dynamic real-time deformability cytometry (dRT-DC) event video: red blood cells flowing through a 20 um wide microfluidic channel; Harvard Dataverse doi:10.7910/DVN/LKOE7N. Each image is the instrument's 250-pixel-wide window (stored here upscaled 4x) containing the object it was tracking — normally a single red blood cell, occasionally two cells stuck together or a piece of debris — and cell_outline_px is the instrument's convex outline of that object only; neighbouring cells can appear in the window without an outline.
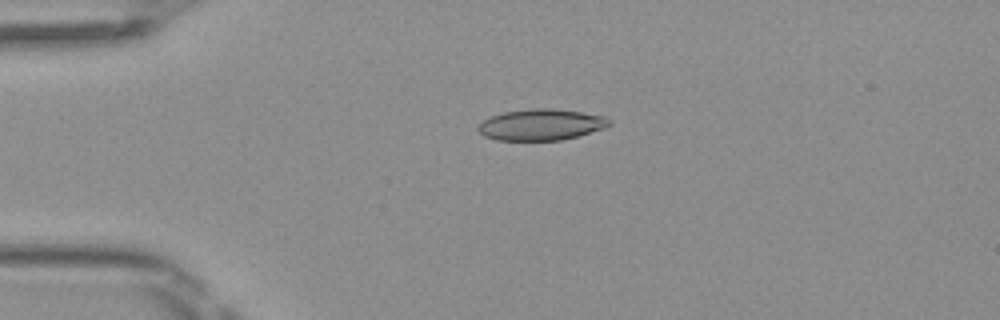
{"species": "Egyptian fruit bat (a non-hibernating species)", "species_latin": "Rousettus aegyptiacus", "temperature_condition": "room temperature", "stored_images_in_passage": 3, "camera_frame_rate_fps": 3000, "um_per_image_px": 0.085, "frame": {"image": 1, "passage_image": 2, "time_ms": 0.333, "image_size_px": [1000, 320], "cell_outline_px": [[612, 124], [604, 128], [576, 136], [560, 140], [496, 140], [484, 136], [476, 128], [484, 120], [492, 116], [504, 112], [532, 108], [552, 108], [580, 112], [604, 116], [612, 120]], "centroid_in_image_um": [46.0, 10.59], "position_along_channel_um": 39.0, "area_um2": 23.7}}